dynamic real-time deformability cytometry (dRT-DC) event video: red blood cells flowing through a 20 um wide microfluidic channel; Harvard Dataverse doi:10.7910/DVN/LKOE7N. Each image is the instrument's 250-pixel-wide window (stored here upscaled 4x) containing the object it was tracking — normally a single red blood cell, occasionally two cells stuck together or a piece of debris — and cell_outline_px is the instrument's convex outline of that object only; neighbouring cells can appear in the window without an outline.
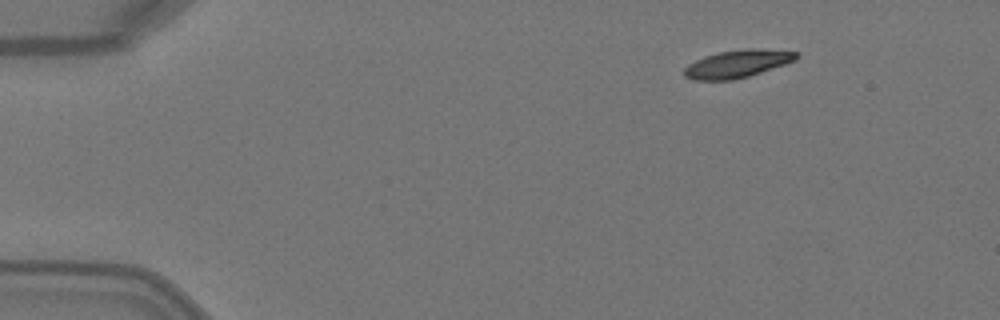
{"species": "Egyptian fruit bat (a non-hibernating species)", "species_latin": "Rousettus aegyptiacus", "temperature_condition": "warm", "stored_images_in_passage": 4, "camera_frame_rate_fps": 3000, "um_per_image_px": 0.085, "animal": {"sex": "female"}, "frame": {"image": 1, "passage_image": 1, "time_ms": 0.0, "image_size_px": [1000, 320], "cell_outline_px": [[800, 56], [796, 60], [748, 76], [732, 80], [692, 80], [684, 76], [684, 68], [688, 64], [704, 56], [720, 52], [748, 48], [756, 48], [796, 52]], "centroid_in_image_um": [62.65, 5.42], "position_along_channel_um": 22.4, "area_um2": 17.92}}
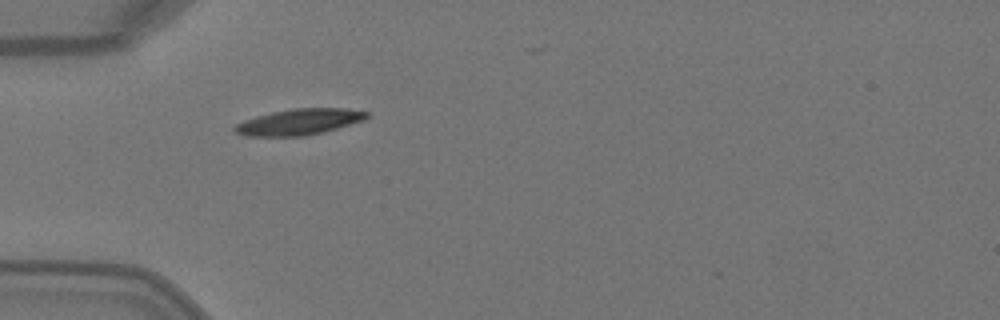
{"frame": {"image": 2, "passage_image": 3, "time_ms": 0.667, "image_size_px": [1000, 320], "cell_outline_px": [[368, 116], [364, 120], [336, 128], [304, 136], [244, 136], [236, 132], [232, 128], [236, 124], [244, 120], [256, 116], [272, 112], [292, 108], [344, 108], [368, 112]], "centroid_in_image_um": [25.39, 10.35], "position_along_channel_um": 59.6, "area_um2": 19.83}}
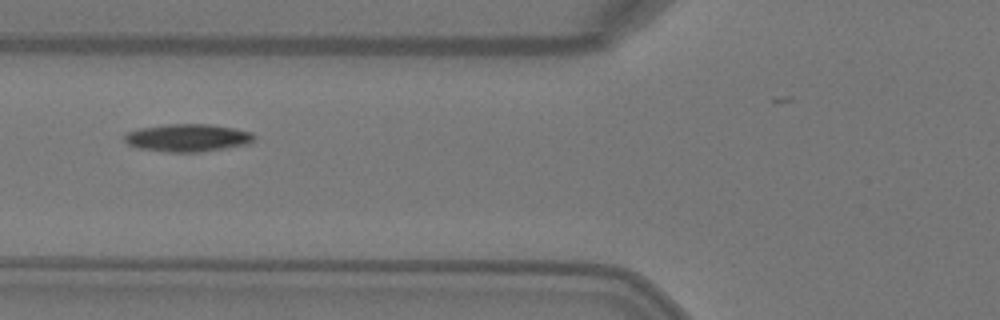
{"frame": {"image": 3, "passage_image": 4, "time_ms": 1.0, "image_size_px": [1000, 320], "cell_outline_px": [[256, 136], [252, 140], [244, 144], [200, 152], [168, 152], [136, 148], [128, 144], [124, 140], [124, 136], [128, 132], [140, 128], [164, 124], [208, 124], [232, 128], [252, 132]], "centroid_in_image_um": [15.88, 11.71], "position_along_channel_um": 109.9, "area_um2": 20.69}}